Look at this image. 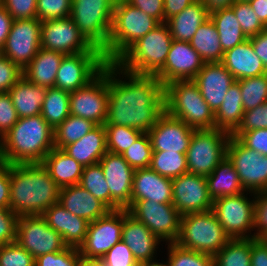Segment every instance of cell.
Returning <instances> with one entry per match:
<instances>
[{"label":"cell","mask_w":267,"mask_h":266,"mask_svg":"<svg viewBox=\"0 0 267 266\" xmlns=\"http://www.w3.org/2000/svg\"><path fill=\"white\" fill-rule=\"evenodd\" d=\"M41 164L60 188L80 183L84 167L62 149L53 148Z\"/></svg>","instance_id":"f546056e"},{"label":"cell","mask_w":267,"mask_h":266,"mask_svg":"<svg viewBox=\"0 0 267 266\" xmlns=\"http://www.w3.org/2000/svg\"><path fill=\"white\" fill-rule=\"evenodd\" d=\"M120 75L129 81L120 80ZM164 112V85L159 79L133 74L108 63V110L104 125L133 127L147 133Z\"/></svg>","instance_id":"6da1fadb"},{"label":"cell","mask_w":267,"mask_h":266,"mask_svg":"<svg viewBox=\"0 0 267 266\" xmlns=\"http://www.w3.org/2000/svg\"><path fill=\"white\" fill-rule=\"evenodd\" d=\"M0 208H10V164L0 162Z\"/></svg>","instance_id":"6125c7cd"},{"label":"cell","mask_w":267,"mask_h":266,"mask_svg":"<svg viewBox=\"0 0 267 266\" xmlns=\"http://www.w3.org/2000/svg\"><path fill=\"white\" fill-rule=\"evenodd\" d=\"M153 200L172 203V179L149 168L136 169L133 174L131 201Z\"/></svg>","instance_id":"484cf974"},{"label":"cell","mask_w":267,"mask_h":266,"mask_svg":"<svg viewBox=\"0 0 267 266\" xmlns=\"http://www.w3.org/2000/svg\"><path fill=\"white\" fill-rule=\"evenodd\" d=\"M82 256L77 248L47 253L35 258V266H79Z\"/></svg>","instance_id":"f907efd6"},{"label":"cell","mask_w":267,"mask_h":266,"mask_svg":"<svg viewBox=\"0 0 267 266\" xmlns=\"http://www.w3.org/2000/svg\"><path fill=\"white\" fill-rule=\"evenodd\" d=\"M256 55L261 59L267 70V32L264 30L257 35L249 37Z\"/></svg>","instance_id":"e7e4bbea"},{"label":"cell","mask_w":267,"mask_h":266,"mask_svg":"<svg viewBox=\"0 0 267 266\" xmlns=\"http://www.w3.org/2000/svg\"><path fill=\"white\" fill-rule=\"evenodd\" d=\"M127 210L161 241L176 242L180 232L181 214L173 203H158L153 200L131 201Z\"/></svg>","instance_id":"4fadbf2b"},{"label":"cell","mask_w":267,"mask_h":266,"mask_svg":"<svg viewBox=\"0 0 267 266\" xmlns=\"http://www.w3.org/2000/svg\"><path fill=\"white\" fill-rule=\"evenodd\" d=\"M169 26L160 23L132 44L114 63L138 75H155L165 64L172 44Z\"/></svg>","instance_id":"277c9868"},{"label":"cell","mask_w":267,"mask_h":266,"mask_svg":"<svg viewBox=\"0 0 267 266\" xmlns=\"http://www.w3.org/2000/svg\"><path fill=\"white\" fill-rule=\"evenodd\" d=\"M108 110V63L87 85L70 93V114L104 125Z\"/></svg>","instance_id":"7c38bea8"},{"label":"cell","mask_w":267,"mask_h":266,"mask_svg":"<svg viewBox=\"0 0 267 266\" xmlns=\"http://www.w3.org/2000/svg\"><path fill=\"white\" fill-rule=\"evenodd\" d=\"M267 128V101L256 108L244 111L241 124L234 132H247Z\"/></svg>","instance_id":"11a10c76"},{"label":"cell","mask_w":267,"mask_h":266,"mask_svg":"<svg viewBox=\"0 0 267 266\" xmlns=\"http://www.w3.org/2000/svg\"><path fill=\"white\" fill-rule=\"evenodd\" d=\"M107 64L103 51L65 55L55 79V88L71 93L87 85Z\"/></svg>","instance_id":"5bb4252c"},{"label":"cell","mask_w":267,"mask_h":266,"mask_svg":"<svg viewBox=\"0 0 267 266\" xmlns=\"http://www.w3.org/2000/svg\"><path fill=\"white\" fill-rule=\"evenodd\" d=\"M230 8L248 38L264 31L265 25L257 17L248 1L236 0Z\"/></svg>","instance_id":"7dc6e473"},{"label":"cell","mask_w":267,"mask_h":266,"mask_svg":"<svg viewBox=\"0 0 267 266\" xmlns=\"http://www.w3.org/2000/svg\"><path fill=\"white\" fill-rule=\"evenodd\" d=\"M53 148L54 130L41 114L19 118L0 140V162L10 165L41 163Z\"/></svg>","instance_id":"3957f363"},{"label":"cell","mask_w":267,"mask_h":266,"mask_svg":"<svg viewBox=\"0 0 267 266\" xmlns=\"http://www.w3.org/2000/svg\"><path fill=\"white\" fill-rule=\"evenodd\" d=\"M236 82L240 86L244 111L256 108L267 101V73Z\"/></svg>","instance_id":"7bdbcfd3"},{"label":"cell","mask_w":267,"mask_h":266,"mask_svg":"<svg viewBox=\"0 0 267 266\" xmlns=\"http://www.w3.org/2000/svg\"><path fill=\"white\" fill-rule=\"evenodd\" d=\"M123 209L110 210L105 216L89 222L83 244L79 247L82 258L101 259L122 240Z\"/></svg>","instance_id":"e0dca14e"},{"label":"cell","mask_w":267,"mask_h":266,"mask_svg":"<svg viewBox=\"0 0 267 266\" xmlns=\"http://www.w3.org/2000/svg\"><path fill=\"white\" fill-rule=\"evenodd\" d=\"M221 63L233 75L236 81L267 73L261 59L256 55L249 38L224 52Z\"/></svg>","instance_id":"83f0119b"},{"label":"cell","mask_w":267,"mask_h":266,"mask_svg":"<svg viewBox=\"0 0 267 266\" xmlns=\"http://www.w3.org/2000/svg\"><path fill=\"white\" fill-rule=\"evenodd\" d=\"M209 18L210 13L204 4L197 0L169 18L166 24L169 26L173 40L190 42L200 25Z\"/></svg>","instance_id":"1f68e13d"},{"label":"cell","mask_w":267,"mask_h":266,"mask_svg":"<svg viewBox=\"0 0 267 266\" xmlns=\"http://www.w3.org/2000/svg\"><path fill=\"white\" fill-rule=\"evenodd\" d=\"M153 155L148 133H143L123 154V158L134 169L149 168Z\"/></svg>","instance_id":"bcb514c9"},{"label":"cell","mask_w":267,"mask_h":266,"mask_svg":"<svg viewBox=\"0 0 267 266\" xmlns=\"http://www.w3.org/2000/svg\"><path fill=\"white\" fill-rule=\"evenodd\" d=\"M58 203L88 222H93L110 211L102 201L79 184L61 188Z\"/></svg>","instance_id":"4316f807"},{"label":"cell","mask_w":267,"mask_h":266,"mask_svg":"<svg viewBox=\"0 0 267 266\" xmlns=\"http://www.w3.org/2000/svg\"><path fill=\"white\" fill-rule=\"evenodd\" d=\"M41 48L65 55L102 51L84 37L71 17L42 21Z\"/></svg>","instance_id":"2e32d148"},{"label":"cell","mask_w":267,"mask_h":266,"mask_svg":"<svg viewBox=\"0 0 267 266\" xmlns=\"http://www.w3.org/2000/svg\"><path fill=\"white\" fill-rule=\"evenodd\" d=\"M138 266H167V264H163V263H159L158 261H154V262H147V263H140L138 264Z\"/></svg>","instance_id":"8c879c8a"},{"label":"cell","mask_w":267,"mask_h":266,"mask_svg":"<svg viewBox=\"0 0 267 266\" xmlns=\"http://www.w3.org/2000/svg\"><path fill=\"white\" fill-rule=\"evenodd\" d=\"M203 65L190 42L173 40L164 66L154 76L164 86L173 81L193 80Z\"/></svg>","instance_id":"44dd1931"},{"label":"cell","mask_w":267,"mask_h":266,"mask_svg":"<svg viewBox=\"0 0 267 266\" xmlns=\"http://www.w3.org/2000/svg\"><path fill=\"white\" fill-rule=\"evenodd\" d=\"M210 18L217 28L223 52L232 49L248 39L231 8L214 11L210 13Z\"/></svg>","instance_id":"8d00e7d4"},{"label":"cell","mask_w":267,"mask_h":266,"mask_svg":"<svg viewBox=\"0 0 267 266\" xmlns=\"http://www.w3.org/2000/svg\"><path fill=\"white\" fill-rule=\"evenodd\" d=\"M0 266H35V258L13 242L0 246Z\"/></svg>","instance_id":"681fc988"},{"label":"cell","mask_w":267,"mask_h":266,"mask_svg":"<svg viewBox=\"0 0 267 266\" xmlns=\"http://www.w3.org/2000/svg\"><path fill=\"white\" fill-rule=\"evenodd\" d=\"M116 0H72L70 17L79 31L102 51L108 46Z\"/></svg>","instance_id":"ba28073f"},{"label":"cell","mask_w":267,"mask_h":266,"mask_svg":"<svg viewBox=\"0 0 267 266\" xmlns=\"http://www.w3.org/2000/svg\"><path fill=\"white\" fill-rule=\"evenodd\" d=\"M159 24L158 20L125 0H116L108 46L103 50L106 62L114 63L132 44Z\"/></svg>","instance_id":"5b68a950"},{"label":"cell","mask_w":267,"mask_h":266,"mask_svg":"<svg viewBox=\"0 0 267 266\" xmlns=\"http://www.w3.org/2000/svg\"><path fill=\"white\" fill-rule=\"evenodd\" d=\"M72 0H37V19L47 21L70 17Z\"/></svg>","instance_id":"c3c4849f"},{"label":"cell","mask_w":267,"mask_h":266,"mask_svg":"<svg viewBox=\"0 0 267 266\" xmlns=\"http://www.w3.org/2000/svg\"><path fill=\"white\" fill-rule=\"evenodd\" d=\"M244 193L213 200L212 211L231 239L254 238L250 232L254 230L255 193L251 201Z\"/></svg>","instance_id":"30bf717a"},{"label":"cell","mask_w":267,"mask_h":266,"mask_svg":"<svg viewBox=\"0 0 267 266\" xmlns=\"http://www.w3.org/2000/svg\"><path fill=\"white\" fill-rule=\"evenodd\" d=\"M62 150L83 167L99 163L107 152L106 130L104 125H96L84 137L68 144Z\"/></svg>","instance_id":"f1b7e54d"},{"label":"cell","mask_w":267,"mask_h":266,"mask_svg":"<svg viewBox=\"0 0 267 266\" xmlns=\"http://www.w3.org/2000/svg\"><path fill=\"white\" fill-rule=\"evenodd\" d=\"M226 156L247 194L267 191V156L248 149L232 136L226 146Z\"/></svg>","instance_id":"8fae6325"},{"label":"cell","mask_w":267,"mask_h":266,"mask_svg":"<svg viewBox=\"0 0 267 266\" xmlns=\"http://www.w3.org/2000/svg\"><path fill=\"white\" fill-rule=\"evenodd\" d=\"M60 187L41 163L10 165V209L18 216H41L59 200Z\"/></svg>","instance_id":"7a4b0ae2"},{"label":"cell","mask_w":267,"mask_h":266,"mask_svg":"<svg viewBox=\"0 0 267 266\" xmlns=\"http://www.w3.org/2000/svg\"><path fill=\"white\" fill-rule=\"evenodd\" d=\"M253 11L265 25L267 23V0H248Z\"/></svg>","instance_id":"a7ac6f4b"},{"label":"cell","mask_w":267,"mask_h":266,"mask_svg":"<svg viewBox=\"0 0 267 266\" xmlns=\"http://www.w3.org/2000/svg\"><path fill=\"white\" fill-rule=\"evenodd\" d=\"M17 220L10 208H0V246L16 242Z\"/></svg>","instance_id":"680465c9"},{"label":"cell","mask_w":267,"mask_h":266,"mask_svg":"<svg viewBox=\"0 0 267 266\" xmlns=\"http://www.w3.org/2000/svg\"><path fill=\"white\" fill-rule=\"evenodd\" d=\"M147 15L164 23V0H125Z\"/></svg>","instance_id":"94428289"},{"label":"cell","mask_w":267,"mask_h":266,"mask_svg":"<svg viewBox=\"0 0 267 266\" xmlns=\"http://www.w3.org/2000/svg\"><path fill=\"white\" fill-rule=\"evenodd\" d=\"M193 81L197 84L205 102L215 113L236 80L221 62H213L204 63Z\"/></svg>","instance_id":"603a6c76"},{"label":"cell","mask_w":267,"mask_h":266,"mask_svg":"<svg viewBox=\"0 0 267 266\" xmlns=\"http://www.w3.org/2000/svg\"><path fill=\"white\" fill-rule=\"evenodd\" d=\"M165 111L195 130L214 129L215 113L193 80H178L164 86Z\"/></svg>","instance_id":"8992f818"},{"label":"cell","mask_w":267,"mask_h":266,"mask_svg":"<svg viewBox=\"0 0 267 266\" xmlns=\"http://www.w3.org/2000/svg\"><path fill=\"white\" fill-rule=\"evenodd\" d=\"M264 30L267 32V23L265 24V29Z\"/></svg>","instance_id":"34e18365"},{"label":"cell","mask_w":267,"mask_h":266,"mask_svg":"<svg viewBox=\"0 0 267 266\" xmlns=\"http://www.w3.org/2000/svg\"><path fill=\"white\" fill-rule=\"evenodd\" d=\"M194 130L165 111L147 133L153 151L186 153Z\"/></svg>","instance_id":"7402d4cb"},{"label":"cell","mask_w":267,"mask_h":266,"mask_svg":"<svg viewBox=\"0 0 267 266\" xmlns=\"http://www.w3.org/2000/svg\"><path fill=\"white\" fill-rule=\"evenodd\" d=\"M213 259L214 266H251V238L231 239Z\"/></svg>","instance_id":"ab89813d"},{"label":"cell","mask_w":267,"mask_h":266,"mask_svg":"<svg viewBox=\"0 0 267 266\" xmlns=\"http://www.w3.org/2000/svg\"><path fill=\"white\" fill-rule=\"evenodd\" d=\"M95 126L96 124L90 120L70 114L54 129V146L62 149L84 137Z\"/></svg>","instance_id":"f35d334b"},{"label":"cell","mask_w":267,"mask_h":266,"mask_svg":"<svg viewBox=\"0 0 267 266\" xmlns=\"http://www.w3.org/2000/svg\"><path fill=\"white\" fill-rule=\"evenodd\" d=\"M3 6V0H0V7Z\"/></svg>","instance_id":"753ad0ef"},{"label":"cell","mask_w":267,"mask_h":266,"mask_svg":"<svg viewBox=\"0 0 267 266\" xmlns=\"http://www.w3.org/2000/svg\"><path fill=\"white\" fill-rule=\"evenodd\" d=\"M18 119L10 94L0 93V140L17 123Z\"/></svg>","instance_id":"9f6ffc18"},{"label":"cell","mask_w":267,"mask_h":266,"mask_svg":"<svg viewBox=\"0 0 267 266\" xmlns=\"http://www.w3.org/2000/svg\"><path fill=\"white\" fill-rule=\"evenodd\" d=\"M48 226L58 232L68 247L79 249L83 244L89 222L66 210L60 203H55L41 215Z\"/></svg>","instance_id":"d4e9b609"},{"label":"cell","mask_w":267,"mask_h":266,"mask_svg":"<svg viewBox=\"0 0 267 266\" xmlns=\"http://www.w3.org/2000/svg\"><path fill=\"white\" fill-rule=\"evenodd\" d=\"M106 130L107 151L123 154L144 133L133 127L104 125Z\"/></svg>","instance_id":"ee69618b"},{"label":"cell","mask_w":267,"mask_h":266,"mask_svg":"<svg viewBox=\"0 0 267 266\" xmlns=\"http://www.w3.org/2000/svg\"><path fill=\"white\" fill-rule=\"evenodd\" d=\"M173 205L181 216L212 210L213 199L210 197L205 176L182 174L172 179Z\"/></svg>","instance_id":"d6986e66"},{"label":"cell","mask_w":267,"mask_h":266,"mask_svg":"<svg viewBox=\"0 0 267 266\" xmlns=\"http://www.w3.org/2000/svg\"><path fill=\"white\" fill-rule=\"evenodd\" d=\"M23 77V69L0 53V93L8 92Z\"/></svg>","instance_id":"816d5d0a"},{"label":"cell","mask_w":267,"mask_h":266,"mask_svg":"<svg viewBox=\"0 0 267 266\" xmlns=\"http://www.w3.org/2000/svg\"><path fill=\"white\" fill-rule=\"evenodd\" d=\"M46 87L35 85L24 76L8 91L19 118L41 114Z\"/></svg>","instance_id":"d6a6232c"},{"label":"cell","mask_w":267,"mask_h":266,"mask_svg":"<svg viewBox=\"0 0 267 266\" xmlns=\"http://www.w3.org/2000/svg\"><path fill=\"white\" fill-rule=\"evenodd\" d=\"M197 0H164V22Z\"/></svg>","instance_id":"03108f58"},{"label":"cell","mask_w":267,"mask_h":266,"mask_svg":"<svg viewBox=\"0 0 267 266\" xmlns=\"http://www.w3.org/2000/svg\"><path fill=\"white\" fill-rule=\"evenodd\" d=\"M210 197L215 200L223 196H234L246 192L242 187L233 163L226 156L206 177Z\"/></svg>","instance_id":"836d02e7"},{"label":"cell","mask_w":267,"mask_h":266,"mask_svg":"<svg viewBox=\"0 0 267 266\" xmlns=\"http://www.w3.org/2000/svg\"><path fill=\"white\" fill-rule=\"evenodd\" d=\"M263 239L267 242V235Z\"/></svg>","instance_id":"11e5206c"},{"label":"cell","mask_w":267,"mask_h":266,"mask_svg":"<svg viewBox=\"0 0 267 266\" xmlns=\"http://www.w3.org/2000/svg\"><path fill=\"white\" fill-rule=\"evenodd\" d=\"M245 147L267 156V128L250 130L247 132H233Z\"/></svg>","instance_id":"f5cc1de1"},{"label":"cell","mask_w":267,"mask_h":266,"mask_svg":"<svg viewBox=\"0 0 267 266\" xmlns=\"http://www.w3.org/2000/svg\"><path fill=\"white\" fill-rule=\"evenodd\" d=\"M13 18L8 14L7 10L0 7V51L10 33Z\"/></svg>","instance_id":"003e7915"},{"label":"cell","mask_w":267,"mask_h":266,"mask_svg":"<svg viewBox=\"0 0 267 266\" xmlns=\"http://www.w3.org/2000/svg\"><path fill=\"white\" fill-rule=\"evenodd\" d=\"M111 210V196L100 163L85 166L79 183Z\"/></svg>","instance_id":"b9f144b4"},{"label":"cell","mask_w":267,"mask_h":266,"mask_svg":"<svg viewBox=\"0 0 267 266\" xmlns=\"http://www.w3.org/2000/svg\"><path fill=\"white\" fill-rule=\"evenodd\" d=\"M243 115L240 86L235 81L228 89L221 106L215 112V128L232 134L241 124Z\"/></svg>","instance_id":"e575fe53"},{"label":"cell","mask_w":267,"mask_h":266,"mask_svg":"<svg viewBox=\"0 0 267 266\" xmlns=\"http://www.w3.org/2000/svg\"><path fill=\"white\" fill-rule=\"evenodd\" d=\"M190 44L204 63L222 61L224 52L219 41L217 28L211 18L200 25Z\"/></svg>","instance_id":"d590c367"},{"label":"cell","mask_w":267,"mask_h":266,"mask_svg":"<svg viewBox=\"0 0 267 266\" xmlns=\"http://www.w3.org/2000/svg\"><path fill=\"white\" fill-rule=\"evenodd\" d=\"M231 238L212 210L181 216L176 244L182 248L214 256Z\"/></svg>","instance_id":"52a82bcc"},{"label":"cell","mask_w":267,"mask_h":266,"mask_svg":"<svg viewBox=\"0 0 267 266\" xmlns=\"http://www.w3.org/2000/svg\"><path fill=\"white\" fill-rule=\"evenodd\" d=\"M167 266H214L213 256L168 243Z\"/></svg>","instance_id":"f6af8a7d"},{"label":"cell","mask_w":267,"mask_h":266,"mask_svg":"<svg viewBox=\"0 0 267 266\" xmlns=\"http://www.w3.org/2000/svg\"><path fill=\"white\" fill-rule=\"evenodd\" d=\"M111 196V210L128 209L131 205L134 169L122 154L107 151L99 160Z\"/></svg>","instance_id":"ffe728a7"},{"label":"cell","mask_w":267,"mask_h":266,"mask_svg":"<svg viewBox=\"0 0 267 266\" xmlns=\"http://www.w3.org/2000/svg\"><path fill=\"white\" fill-rule=\"evenodd\" d=\"M122 241L130 248L134 259L140 263L154 262L155 251L161 240L150 229L123 209Z\"/></svg>","instance_id":"cb8c5ba5"},{"label":"cell","mask_w":267,"mask_h":266,"mask_svg":"<svg viewBox=\"0 0 267 266\" xmlns=\"http://www.w3.org/2000/svg\"><path fill=\"white\" fill-rule=\"evenodd\" d=\"M251 266H267V242L263 238H251Z\"/></svg>","instance_id":"be15d7a7"},{"label":"cell","mask_w":267,"mask_h":266,"mask_svg":"<svg viewBox=\"0 0 267 266\" xmlns=\"http://www.w3.org/2000/svg\"><path fill=\"white\" fill-rule=\"evenodd\" d=\"M231 134L222 129L194 130L186 152L188 173L207 177L226 157Z\"/></svg>","instance_id":"9c48e42d"},{"label":"cell","mask_w":267,"mask_h":266,"mask_svg":"<svg viewBox=\"0 0 267 266\" xmlns=\"http://www.w3.org/2000/svg\"><path fill=\"white\" fill-rule=\"evenodd\" d=\"M150 168L163 177L177 178L188 173L186 153L153 151Z\"/></svg>","instance_id":"60d3db41"},{"label":"cell","mask_w":267,"mask_h":266,"mask_svg":"<svg viewBox=\"0 0 267 266\" xmlns=\"http://www.w3.org/2000/svg\"><path fill=\"white\" fill-rule=\"evenodd\" d=\"M37 0H3V7L13 20L37 18Z\"/></svg>","instance_id":"6f0895ef"},{"label":"cell","mask_w":267,"mask_h":266,"mask_svg":"<svg viewBox=\"0 0 267 266\" xmlns=\"http://www.w3.org/2000/svg\"><path fill=\"white\" fill-rule=\"evenodd\" d=\"M101 260L107 266H138L133 254L126 243L122 240L116 243Z\"/></svg>","instance_id":"db71d44e"},{"label":"cell","mask_w":267,"mask_h":266,"mask_svg":"<svg viewBox=\"0 0 267 266\" xmlns=\"http://www.w3.org/2000/svg\"><path fill=\"white\" fill-rule=\"evenodd\" d=\"M200 1L204 4L207 11L209 13H212V12L220 10V9L230 8V6L236 0H200Z\"/></svg>","instance_id":"89a4df30"},{"label":"cell","mask_w":267,"mask_h":266,"mask_svg":"<svg viewBox=\"0 0 267 266\" xmlns=\"http://www.w3.org/2000/svg\"><path fill=\"white\" fill-rule=\"evenodd\" d=\"M254 238H264L267 235V191L255 193L254 206Z\"/></svg>","instance_id":"91938a15"},{"label":"cell","mask_w":267,"mask_h":266,"mask_svg":"<svg viewBox=\"0 0 267 266\" xmlns=\"http://www.w3.org/2000/svg\"><path fill=\"white\" fill-rule=\"evenodd\" d=\"M16 242L34 258L68 248L63 237L42 216L18 217Z\"/></svg>","instance_id":"9a60e30c"},{"label":"cell","mask_w":267,"mask_h":266,"mask_svg":"<svg viewBox=\"0 0 267 266\" xmlns=\"http://www.w3.org/2000/svg\"><path fill=\"white\" fill-rule=\"evenodd\" d=\"M65 54L40 48L36 56L23 69V76L38 86H55V79L60 63Z\"/></svg>","instance_id":"4dcf8cb0"},{"label":"cell","mask_w":267,"mask_h":266,"mask_svg":"<svg viewBox=\"0 0 267 266\" xmlns=\"http://www.w3.org/2000/svg\"><path fill=\"white\" fill-rule=\"evenodd\" d=\"M79 266H107L101 259L82 258Z\"/></svg>","instance_id":"2644e50d"},{"label":"cell","mask_w":267,"mask_h":266,"mask_svg":"<svg viewBox=\"0 0 267 266\" xmlns=\"http://www.w3.org/2000/svg\"><path fill=\"white\" fill-rule=\"evenodd\" d=\"M70 115V93L50 87L41 108L42 118L53 128L60 125Z\"/></svg>","instance_id":"74e56055"},{"label":"cell","mask_w":267,"mask_h":266,"mask_svg":"<svg viewBox=\"0 0 267 266\" xmlns=\"http://www.w3.org/2000/svg\"><path fill=\"white\" fill-rule=\"evenodd\" d=\"M41 24L37 18L13 20L0 53L24 69L41 48Z\"/></svg>","instance_id":"ac0fdd59"}]
</instances>
